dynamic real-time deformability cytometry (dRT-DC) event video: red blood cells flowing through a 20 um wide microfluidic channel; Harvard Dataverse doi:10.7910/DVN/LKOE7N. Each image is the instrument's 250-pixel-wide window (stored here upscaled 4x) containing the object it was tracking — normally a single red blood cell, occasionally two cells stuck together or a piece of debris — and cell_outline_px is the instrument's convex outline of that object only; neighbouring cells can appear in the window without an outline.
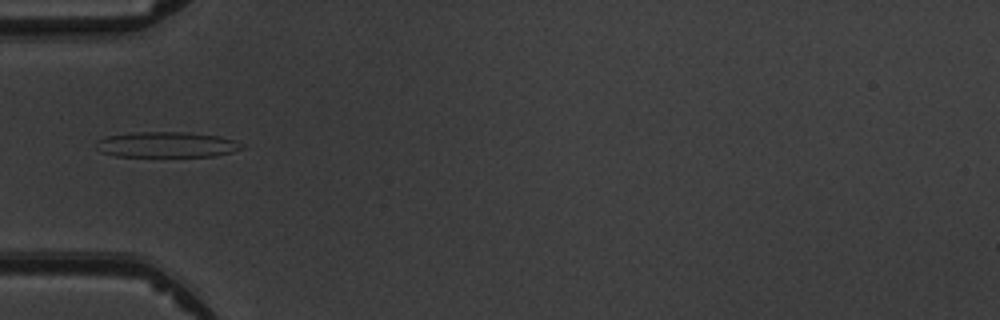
{"species": "common noctule bat (a hibernating species)", "species_latin": "Nyctalus noctula", "temperature_condition": "warm", "stored_images_in_passage": 2, "camera_frame_rate_fps": 3000, "um_per_image_px": 0.085, "animal": {"sex": "male", "body_mass_g": 19.5, "forearm_length_mm": 54.6}, "frame": {"image": 1, "passage_image": 2, "time_ms": 1.0, "image_size_px": [1000, 320], "cell_outline_px": [[244, 148], [232, 152], [216, 156], [116, 156], [100, 152], [96, 148], [96, 140], [104, 136], [132, 132], [188, 132], [220, 136], [236, 140], [244, 144]], "centroid_in_image_um": [14.17, 12.28], "position_along_channel_um": 70.8, "area_um2": 22.02}}